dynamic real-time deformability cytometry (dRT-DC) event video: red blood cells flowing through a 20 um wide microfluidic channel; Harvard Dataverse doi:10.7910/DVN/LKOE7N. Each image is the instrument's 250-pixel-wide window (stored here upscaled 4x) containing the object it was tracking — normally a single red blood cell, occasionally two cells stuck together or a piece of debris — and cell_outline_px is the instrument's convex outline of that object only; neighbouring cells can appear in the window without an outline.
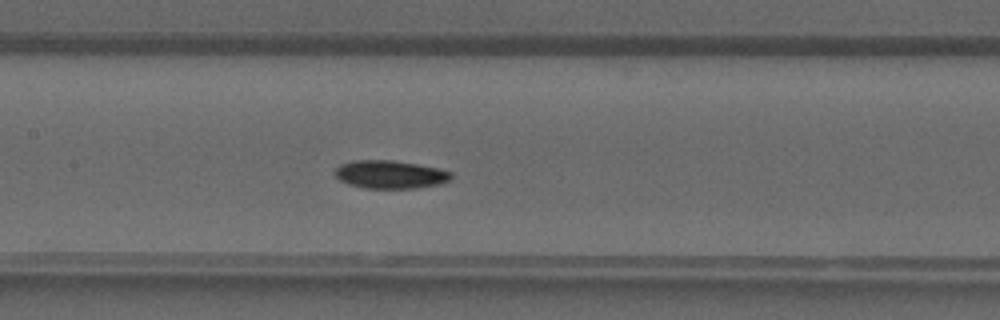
{"species": "common noctule bat (a hibernating species)", "species_latin": "Nyctalus noctula", "temperature_condition": "warm", "stored_images_in_passage": 34, "camera_frame_rate_fps": 3000, "um_per_image_px": 0.085, "animal": {"sex": "male", "forearm_length_mm": 52.5}, "frame": {"image": 1, "passage_image": 17, "time_ms": 5.333, "image_size_px": [1000, 320], "cell_outline_px": [[452, 176], [448, 180], [436, 184], [416, 188], [364, 188], [348, 184], [340, 180], [336, 176], [336, 168], [340, 164], [352, 160], [392, 160], [440, 168], [452, 172]], "centroid_in_image_um": [33.14, 14.82], "position_along_channel_um": 174.3, "area_um2": 18.9}}
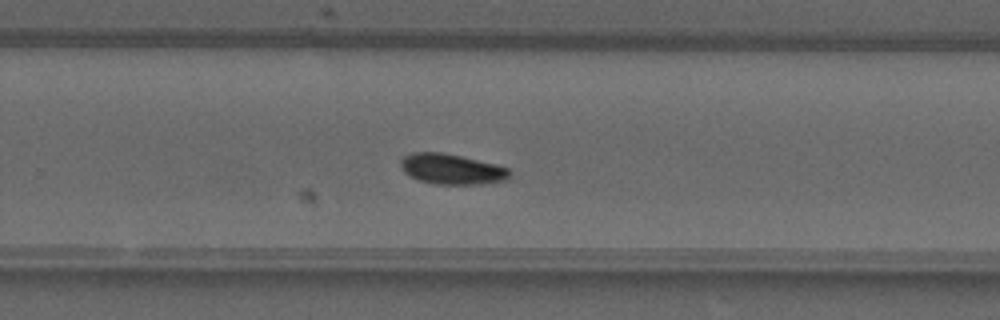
{"frame": {"image": 2, "passage_image": 24, "time_ms": 7.667, "image_size_px": [1000, 320], "cell_outline_px": [[512, 176], [508, 180], [480, 184], [432, 184], [420, 180], [404, 172], [400, 168], [400, 160], [404, 156], [412, 152], [440, 152], [460, 156], [496, 164], [508, 168], [512, 172]], "centroid_in_image_um": [38.42, 14.38], "position_along_channel_um": 291.4, "area_um2": 19.42}}
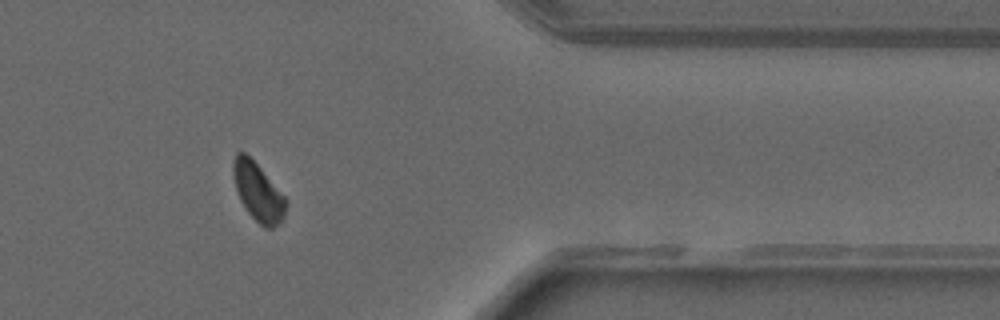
{"frame": {"image": 3, "passage_image": 31, "time_ms": 10.0, "image_size_px": [1000, 320], "cell_outline_px": [[288, 204], [284, 216], [272, 228], [264, 228], [248, 212], [240, 200], [236, 188], [232, 172], [232, 164], [236, 152], [244, 152], [260, 168], [288, 200]], "centroid_in_image_um": [21.93, 16.31], "position_along_channel_um": 389.5, "area_um2": 17.57}}